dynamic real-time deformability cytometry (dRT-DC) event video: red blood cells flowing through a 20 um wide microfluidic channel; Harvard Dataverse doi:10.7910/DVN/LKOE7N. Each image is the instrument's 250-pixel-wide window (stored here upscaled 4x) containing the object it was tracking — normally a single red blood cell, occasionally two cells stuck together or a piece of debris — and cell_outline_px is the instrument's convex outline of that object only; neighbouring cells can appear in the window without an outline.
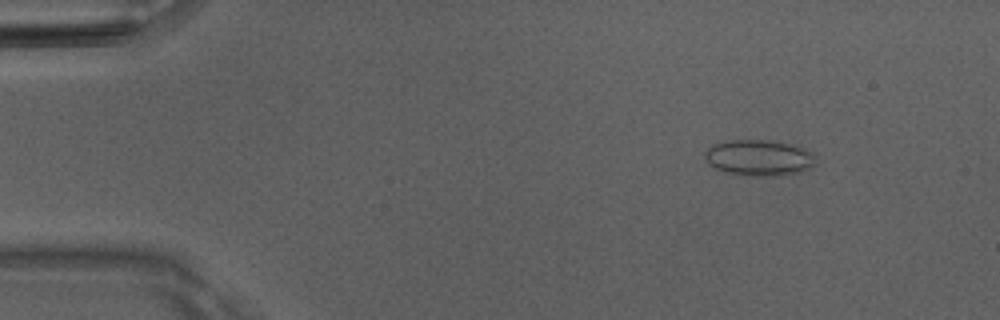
{"species": "Egyptian fruit bat (a non-hibernating species)", "species_latin": "Rousettus aegyptiacus", "temperature_condition": "room temperature", "stored_images_in_passage": 16, "camera_frame_rate_fps": 3000, "um_per_image_px": 0.085, "animal": {"sex": "male"}, "frame": {"image": 1, "passage_image": 7, "time_ms": 2.0, "image_size_px": [1000, 320], "cell_outline_px": [[812, 164], [796, 172], [776, 176], [744, 176], [724, 172], [708, 164], [704, 156], [704, 152], [712, 144], [724, 140], [768, 140], [788, 144], [800, 148], [808, 152], [812, 156]], "centroid_in_image_um": [64.34, 13.41], "position_along_channel_um": 20.7, "area_um2": 22.77}}